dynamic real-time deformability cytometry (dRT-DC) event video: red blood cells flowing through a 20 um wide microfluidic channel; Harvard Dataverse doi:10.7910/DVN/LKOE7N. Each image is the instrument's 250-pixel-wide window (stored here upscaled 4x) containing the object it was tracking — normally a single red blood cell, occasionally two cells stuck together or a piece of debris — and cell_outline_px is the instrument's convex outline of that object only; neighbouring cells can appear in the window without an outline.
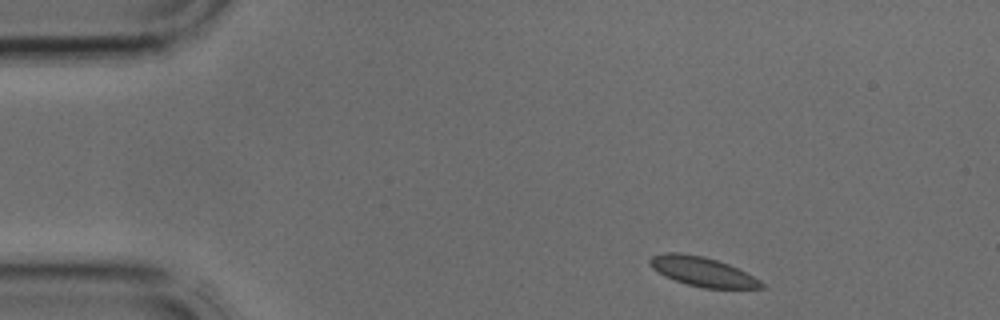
{"species": "common noctule bat (a hibernating species)", "species_latin": "Nyctalus noctula", "temperature_condition": "cold", "stored_images_in_passage": 3, "camera_frame_rate_fps": 3000, "um_per_image_px": 0.085, "animal": {"sex": "male", "body_mass_g": 17.9, "forearm_length_mm": 54.2}, "frame": {"image": 1, "passage_image": 1, "time_ms": 0.0, "image_size_px": [1000, 320], "cell_outline_px": [[764, 288], [704, 288], [688, 284], [676, 280], [652, 268], [648, 260], [652, 256], [668, 252], [676, 252], [704, 256], [728, 264], [760, 280], [764, 284]], "centroid_in_image_um": [59.72, 23.08], "position_along_channel_um": 25.3, "area_um2": 18.61}}
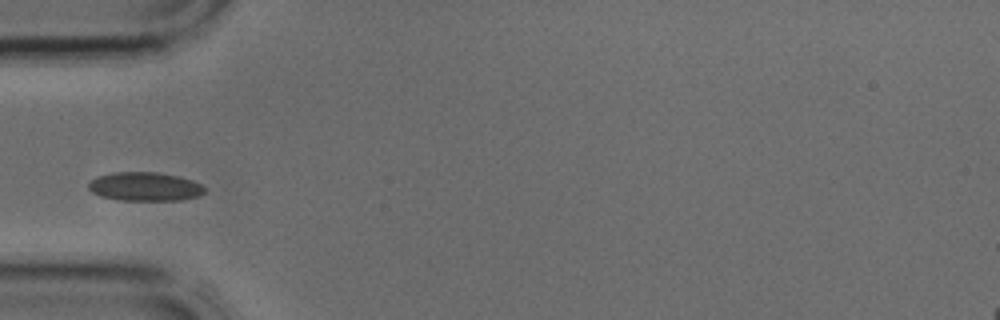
{"frame": {"image": 2, "passage_image": 3, "time_ms": 0.667, "image_size_px": [1000, 320], "cell_outline_px": [[204, 192], [200, 196], [180, 200], [120, 200], [100, 196], [92, 192], [88, 188], [88, 184], [96, 176], [112, 172], [156, 172], [180, 176], [192, 180], [200, 184], [204, 188]], "centroid_in_image_um": [12.3, 15.85], "position_along_channel_um": 72.7, "area_um2": 19.54}}